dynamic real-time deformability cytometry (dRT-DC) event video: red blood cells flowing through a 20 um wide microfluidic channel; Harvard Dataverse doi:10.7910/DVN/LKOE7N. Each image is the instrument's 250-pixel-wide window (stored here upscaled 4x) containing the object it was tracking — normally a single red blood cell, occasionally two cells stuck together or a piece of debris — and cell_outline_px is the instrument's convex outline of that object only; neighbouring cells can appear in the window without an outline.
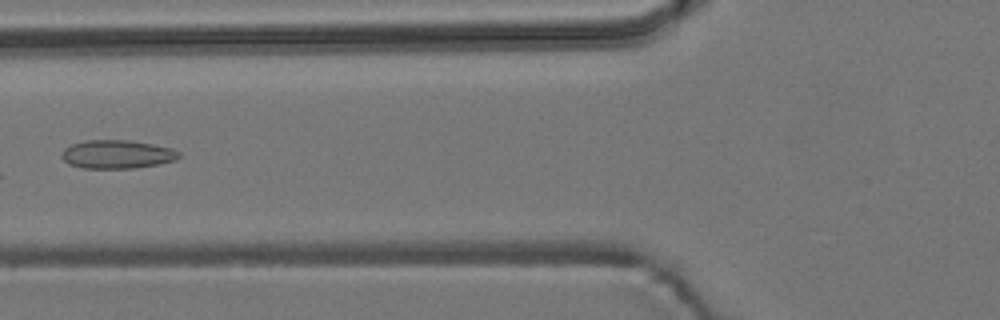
{"species": "common noctule bat (a hibernating species)", "species_latin": "Nyctalus noctula", "temperature_condition": "room temperature", "stored_images_in_passage": 7, "camera_frame_rate_fps": 3000, "um_per_image_px": 0.085, "animal": {"sex": "male", "body_mass_g": 19.2, "forearm_length_mm": 51.8}, "frame": {"image": 1, "passage_image": 6, "time_ms": 6.667, "image_size_px": [1000, 320], "cell_outline_px": [[180, 156], [176, 160], [156, 164], [132, 168], [84, 168], [68, 164], [60, 156], [64, 148], [72, 144], [84, 140], [128, 140], [152, 144], [172, 148], [180, 152]], "centroid_in_image_um": [9.93, 13.11], "position_along_channel_um": 115.9, "area_um2": 19.42}}
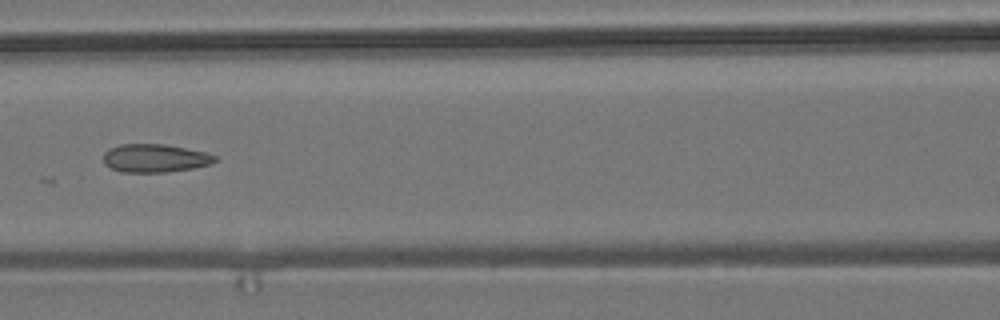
{"frame": {"image": 2, "passage_image": 7, "time_ms": 7.667, "image_size_px": [1000, 320], "cell_outline_px": [[216, 160], [212, 164], [192, 168], [164, 172], [120, 172], [104, 164], [104, 152], [108, 148], [120, 144], [164, 144], [204, 152], [216, 156]], "centroid_in_image_um": [13.13, 13.44], "position_along_channel_um": 153.5, "area_um2": 18.26}}